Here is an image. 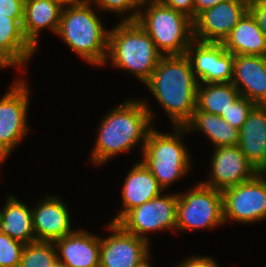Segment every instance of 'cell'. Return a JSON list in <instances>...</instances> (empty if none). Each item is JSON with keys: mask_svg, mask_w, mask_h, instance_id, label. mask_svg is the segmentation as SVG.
Segmentation results:
<instances>
[{"mask_svg": "<svg viewBox=\"0 0 266 267\" xmlns=\"http://www.w3.org/2000/svg\"><path fill=\"white\" fill-rule=\"evenodd\" d=\"M172 120L183 127L196 109L197 86L186 54L162 56L151 78L145 83Z\"/></svg>", "mask_w": 266, "mask_h": 267, "instance_id": "6da1fadb", "label": "cell"}, {"mask_svg": "<svg viewBox=\"0 0 266 267\" xmlns=\"http://www.w3.org/2000/svg\"><path fill=\"white\" fill-rule=\"evenodd\" d=\"M149 108L145 102L131 99L110 110L100 124L91 154L92 162L102 165L114 155L130 151L140 140L143 149L154 118Z\"/></svg>", "mask_w": 266, "mask_h": 267, "instance_id": "7a4b0ae2", "label": "cell"}, {"mask_svg": "<svg viewBox=\"0 0 266 267\" xmlns=\"http://www.w3.org/2000/svg\"><path fill=\"white\" fill-rule=\"evenodd\" d=\"M162 54L149 34L136 21H121L109 31L107 58L144 84L151 78Z\"/></svg>", "mask_w": 266, "mask_h": 267, "instance_id": "3957f363", "label": "cell"}, {"mask_svg": "<svg viewBox=\"0 0 266 267\" xmlns=\"http://www.w3.org/2000/svg\"><path fill=\"white\" fill-rule=\"evenodd\" d=\"M90 5L63 7L56 34L83 60L100 66L106 62L109 31Z\"/></svg>", "mask_w": 266, "mask_h": 267, "instance_id": "277c9868", "label": "cell"}, {"mask_svg": "<svg viewBox=\"0 0 266 267\" xmlns=\"http://www.w3.org/2000/svg\"><path fill=\"white\" fill-rule=\"evenodd\" d=\"M142 6L145 11L140 9L136 22L149 34L158 51L163 56L186 54L194 40L193 20L161 0H142Z\"/></svg>", "mask_w": 266, "mask_h": 267, "instance_id": "5b68a950", "label": "cell"}, {"mask_svg": "<svg viewBox=\"0 0 266 267\" xmlns=\"http://www.w3.org/2000/svg\"><path fill=\"white\" fill-rule=\"evenodd\" d=\"M174 134H163L152 128L142 149L141 162L151 171L160 186L168 188L175 180L187 174L190 157L181 141L184 127H175Z\"/></svg>", "mask_w": 266, "mask_h": 267, "instance_id": "8992f818", "label": "cell"}, {"mask_svg": "<svg viewBox=\"0 0 266 267\" xmlns=\"http://www.w3.org/2000/svg\"><path fill=\"white\" fill-rule=\"evenodd\" d=\"M220 224H224L220 190L200 183L178 194L176 230L211 229Z\"/></svg>", "mask_w": 266, "mask_h": 267, "instance_id": "52a82bcc", "label": "cell"}, {"mask_svg": "<svg viewBox=\"0 0 266 267\" xmlns=\"http://www.w3.org/2000/svg\"><path fill=\"white\" fill-rule=\"evenodd\" d=\"M259 172L254 178L222 190L224 222L232 219L253 223L266 219V178Z\"/></svg>", "mask_w": 266, "mask_h": 267, "instance_id": "ba28073f", "label": "cell"}, {"mask_svg": "<svg viewBox=\"0 0 266 267\" xmlns=\"http://www.w3.org/2000/svg\"><path fill=\"white\" fill-rule=\"evenodd\" d=\"M25 81H16L0 99V164L28 131L26 118L30 92Z\"/></svg>", "mask_w": 266, "mask_h": 267, "instance_id": "9c48e42d", "label": "cell"}, {"mask_svg": "<svg viewBox=\"0 0 266 267\" xmlns=\"http://www.w3.org/2000/svg\"><path fill=\"white\" fill-rule=\"evenodd\" d=\"M178 193L158 195L131 209L118 224L128 233L148 241L146 233L170 228L177 224Z\"/></svg>", "mask_w": 266, "mask_h": 267, "instance_id": "30bf717a", "label": "cell"}, {"mask_svg": "<svg viewBox=\"0 0 266 267\" xmlns=\"http://www.w3.org/2000/svg\"><path fill=\"white\" fill-rule=\"evenodd\" d=\"M186 55L190 59L198 84L232 82L234 55L227 52L222 43L201 42L194 39Z\"/></svg>", "mask_w": 266, "mask_h": 267, "instance_id": "8fae6325", "label": "cell"}, {"mask_svg": "<svg viewBox=\"0 0 266 267\" xmlns=\"http://www.w3.org/2000/svg\"><path fill=\"white\" fill-rule=\"evenodd\" d=\"M250 0H226L193 20V37L201 42L223 43L249 10Z\"/></svg>", "mask_w": 266, "mask_h": 267, "instance_id": "7c38bea8", "label": "cell"}, {"mask_svg": "<svg viewBox=\"0 0 266 267\" xmlns=\"http://www.w3.org/2000/svg\"><path fill=\"white\" fill-rule=\"evenodd\" d=\"M113 234L100 237V267H135L148 254L149 241L126 232L118 223L108 224Z\"/></svg>", "mask_w": 266, "mask_h": 267, "instance_id": "4fadbf2b", "label": "cell"}, {"mask_svg": "<svg viewBox=\"0 0 266 267\" xmlns=\"http://www.w3.org/2000/svg\"><path fill=\"white\" fill-rule=\"evenodd\" d=\"M211 159V179L202 183L220 191L248 181L259 173L238 145L216 147Z\"/></svg>", "mask_w": 266, "mask_h": 267, "instance_id": "5bb4252c", "label": "cell"}, {"mask_svg": "<svg viewBox=\"0 0 266 267\" xmlns=\"http://www.w3.org/2000/svg\"><path fill=\"white\" fill-rule=\"evenodd\" d=\"M32 221L36 240L40 242H55L74 231L68 207L58 196H47L33 207Z\"/></svg>", "mask_w": 266, "mask_h": 267, "instance_id": "9a60e30c", "label": "cell"}, {"mask_svg": "<svg viewBox=\"0 0 266 267\" xmlns=\"http://www.w3.org/2000/svg\"><path fill=\"white\" fill-rule=\"evenodd\" d=\"M232 84L241 96L266 105V56L234 55Z\"/></svg>", "mask_w": 266, "mask_h": 267, "instance_id": "2e32d148", "label": "cell"}, {"mask_svg": "<svg viewBox=\"0 0 266 267\" xmlns=\"http://www.w3.org/2000/svg\"><path fill=\"white\" fill-rule=\"evenodd\" d=\"M57 260L66 267H100V237L84 230L54 242ZM60 254H59V253ZM61 255V256H60Z\"/></svg>", "mask_w": 266, "mask_h": 267, "instance_id": "e0dca14e", "label": "cell"}, {"mask_svg": "<svg viewBox=\"0 0 266 267\" xmlns=\"http://www.w3.org/2000/svg\"><path fill=\"white\" fill-rule=\"evenodd\" d=\"M238 147L259 172L266 173V105L256 104L239 129Z\"/></svg>", "mask_w": 266, "mask_h": 267, "instance_id": "ac0fdd59", "label": "cell"}, {"mask_svg": "<svg viewBox=\"0 0 266 267\" xmlns=\"http://www.w3.org/2000/svg\"><path fill=\"white\" fill-rule=\"evenodd\" d=\"M122 189L123 209L111 220L118 223L131 209L162 194L163 188L151 171L141 162L132 167Z\"/></svg>", "mask_w": 266, "mask_h": 267, "instance_id": "d6986e66", "label": "cell"}, {"mask_svg": "<svg viewBox=\"0 0 266 267\" xmlns=\"http://www.w3.org/2000/svg\"><path fill=\"white\" fill-rule=\"evenodd\" d=\"M62 8L55 0H24L22 31L35 50L41 29L45 27L57 32Z\"/></svg>", "mask_w": 266, "mask_h": 267, "instance_id": "ffe728a7", "label": "cell"}, {"mask_svg": "<svg viewBox=\"0 0 266 267\" xmlns=\"http://www.w3.org/2000/svg\"><path fill=\"white\" fill-rule=\"evenodd\" d=\"M222 44L233 55L266 56V38L249 10Z\"/></svg>", "mask_w": 266, "mask_h": 267, "instance_id": "44dd1931", "label": "cell"}, {"mask_svg": "<svg viewBox=\"0 0 266 267\" xmlns=\"http://www.w3.org/2000/svg\"><path fill=\"white\" fill-rule=\"evenodd\" d=\"M0 230L25 244L36 242L32 208L9 195L4 210H0Z\"/></svg>", "mask_w": 266, "mask_h": 267, "instance_id": "7402d4cb", "label": "cell"}, {"mask_svg": "<svg viewBox=\"0 0 266 267\" xmlns=\"http://www.w3.org/2000/svg\"><path fill=\"white\" fill-rule=\"evenodd\" d=\"M183 127L187 133L195 129L203 132L212 141L215 148L234 146L239 143V129L215 114L194 111L191 119Z\"/></svg>", "mask_w": 266, "mask_h": 267, "instance_id": "603a6c76", "label": "cell"}, {"mask_svg": "<svg viewBox=\"0 0 266 267\" xmlns=\"http://www.w3.org/2000/svg\"><path fill=\"white\" fill-rule=\"evenodd\" d=\"M240 96L232 82L198 84L195 111L221 116Z\"/></svg>", "mask_w": 266, "mask_h": 267, "instance_id": "cb8c5ba5", "label": "cell"}, {"mask_svg": "<svg viewBox=\"0 0 266 267\" xmlns=\"http://www.w3.org/2000/svg\"><path fill=\"white\" fill-rule=\"evenodd\" d=\"M0 49L20 67L36 52L26 40L22 25L8 15H0Z\"/></svg>", "mask_w": 266, "mask_h": 267, "instance_id": "d4e9b609", "label": "cell"}, {"mask_svg": "<svg viewBox=\"0 0 266 267\" xmlns=\"http://www.w3.org/2000/svg\"><path fill=\"white\" fill-rule=\"evenodd\" d=\"M54 242L25 244L19 267H50L57 261V251Z\"/></svg>", "mask_w": 266, "mask_h": 267, "instance_id": "484cf974", "label": "cell"}, {"mask_svg": "<svg viewBox=\"0 0 266 267\" xmlns=\"http://www.w3.org/2000/svg\"><path fill=\"white\" fill-rule=\"evenodd\" d=\"M24 246L0 230V267H19Z\"/></svg>", "mask_w": 266, "mask_h": 267, "instance_id": "4316f807", "label": "cell"}, {"mask_svg": "<svg viewBox=\"0 0 266 267\" xmlns=\"http://www.w3.org/2000/svg\"><path fill=\"white\" fill-rule=\"evenodd\" d=\"M255 105L253 101L240 96L230 105L226 112L222 113L221 117L231 126L240 129L246 121L248 113Z\"/></svg>", "mask_w": 266, "mask_h": 267, "instance_id": "83f0119b", "label": "cell"}, {"mask_svg": "<svg viewBox=\"0 0 266 267\" xmlns=\"http://www.w3.org/2000/svg\"><path fill=\"white\" fill-rule=\"evenodd\" d=\"M142 0H88L91 4H95L98 8L104 9V11H111L115 13H124L129 10H134L133 14L126 16L123 21H136ZM138 9V10H137Z\"/></svg>", "mask_w": 266, "mask_h": 267, "instance_id": "f1b7e54d", "label": "cell"}, {"mask_svg": "<svg viewBox=\"0 0 266 267\" xmlns=\"http://www.w3.org/2000/svg\"><path fill=\"white\" fill-rule=\"evenodd\" d=\"M23 12L24 0H0V15H8L22 25Z\"/></svg>", "mask_w": 266, "mask_h": 267, "instance_id": "f546056e", "label": "cell"}, {"mask_svg": "<svg viewBox=\"0 0 266 267\" xmlns=\"http://www.w3.org/2000/svg\"><path fill=\"white\" fill-rule=\"evenodd\" d=\"M249 11L254 16L266 38V0H250Z\"/></svg>", "mask_w": 266, "mask_h": 267, "instance_id": "4dcf8cb0", "label": "cell"}, {"mask_svg": "<svg viewBox=\"0 0 266 267\" xmlns=\"http://www.w3.org/2000/svg\"><path fill=\"white\" fill-rule=\"evenodd\" d=\"M165 5L173 8L175 11L184 13L194 20V1L195 0H161Z\"/></svg>", "mask_w": 266, "mask_h": 267, "instance_id": "1f68e13d", "label": "cell"}, {"mask_svg": "<svg viewBox=\"0 0 266 267\" xmlns=\"http://www.w3.org/2000/svg\"><path fill=\"white\" fill-rule=\"evenodd\" d=\"M179 267H219L215 260L205 256H194L184 260Z\"/></svg>", "mask_w": 266, "mask_h": 267, "instance_id": "d6a6232c", "label": "cell"}, {"mask_svg": "<svg viewBox=\"0 0 266 267\" xmlns=\"http://www.w3.org/2000/svg\"><path fill=\"white\" fill-rule=\"evenodd\" d=\"M226 0H195L194 1V19L203 11L214 7Z\"/></svg>", "mask_w": 266, "mask_h": 267, "instance_id": "836d02e7", "label": "cell"}, {"mask_svg": "<svg viewBox=\"0 0 266 267\" xmlns=\"http://www.w3.org/2000/svg\"><path fill=\"white\" fill-rule=\"evenodd\" d=\"M19 67L3 50L0 49V69L5 67Z\"/></svg>", "mask_w": 266, "mask_h": 267, "instance_id": "e575fe53", "label": "cell"}, {"mask_svg": "<svg viewBox=\"0 0 266 267\" xmlns=\"http://www.w3.org/2000/svg\"><path fill=\"white\" fill-rule=\"evenodd\" d=\"M55 1H57L62 7L80 5L88 2V0H55Z\"/></svg>", "mask_w": 266, "mask_h": 267, "instance_id": "d590c367", "label": "cell"}, {"mask_svg": "<svg viewBox=\"0 0 266 267\" xmlns=\"http://www.w3.org/2000/svg\"><path fill=\"white\" fill-rule=\"evenodd\" d=\"M148 259H149V254L144 259H142L135 267H151Z\"/></svg>", "mask_w": 266, "mask_h": 267, "instance_id": "8d00e7d4", "label": "cell"}, {"mask_svg": "<svg viewBox=\"0 0 266 267\" xmlns=\"http://www.w3.org/2000/svg\"><path fill=\"white\" fill-rule=\"evenodd\" d=\"M50 267H66V266H64L63 264H61L58 260L54 263V264H52Z\"/></svg>", "mask_w": 266, "mask_h": 267, "instance_id": "74e56055", "label": "cell"}]
</instances>
